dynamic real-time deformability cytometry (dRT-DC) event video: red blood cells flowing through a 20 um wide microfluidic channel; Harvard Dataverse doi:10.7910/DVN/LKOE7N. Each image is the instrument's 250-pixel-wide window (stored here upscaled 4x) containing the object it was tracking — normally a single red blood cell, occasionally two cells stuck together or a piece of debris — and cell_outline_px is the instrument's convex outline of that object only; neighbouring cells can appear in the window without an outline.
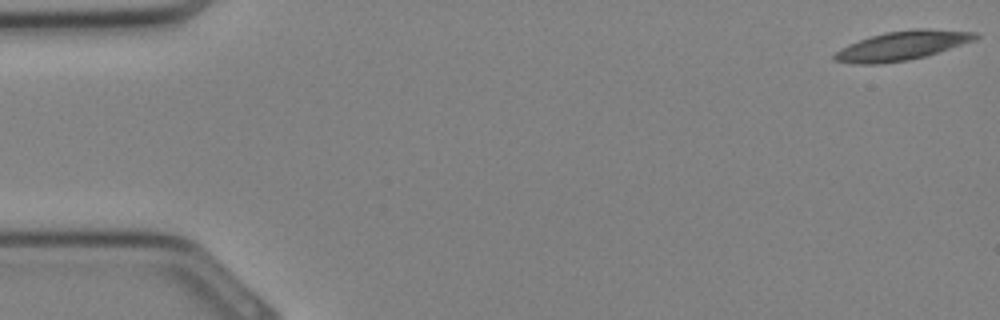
{"species": "Egyptian fruit bat (a non-hibernating species)", "species_latin": "Rousettus aegyptiacus", "temperature_condition": "cold", "stored_images_in_passage": 33, "camera_frame_rate_fps": 3000, "um_per_image_px": 0.085, "animal": {"sex": "female"}, "frame": {"image": 1, "passage_image": 1, "time_ms": 0.0, "image_size_px": [1000, 320], "cell_outline_px": [[980, 36], [976, 40], [924, 56], [908, 60], [880, 64], [856, 64], [832, 60], [832, 56], [840, 48], [848, 44], [884, 32], [916, 28], [928, 28], [980, 32]], "centroid_in_image_um": [76.7, 3.87], "position_along_channel_um": 8.3, "area_um2": 24.04}}
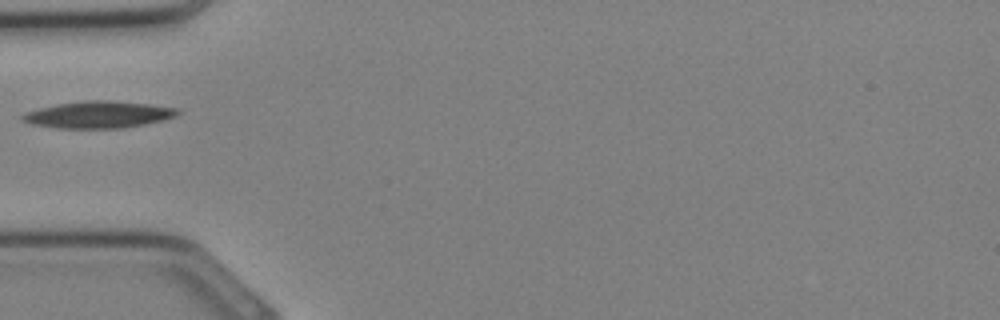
{"frame": {"image": 2, "passage_image": 11, "time_ms": 3.333, "image_size_px": [1000, 320], "cell_outline_px": [[180, 112], [176, 116], [164, 120], [124, 128], [56, 128], [28, 124], [20, 120], [20, 116], [24, 112], [56, 104], [84, 100], [108, 100], [148, 104], [180, 108]], "centroid_in_image_um": [8.33, 9.74], "position_along_channel_um": 76.7, "area_um2": 24.57}}
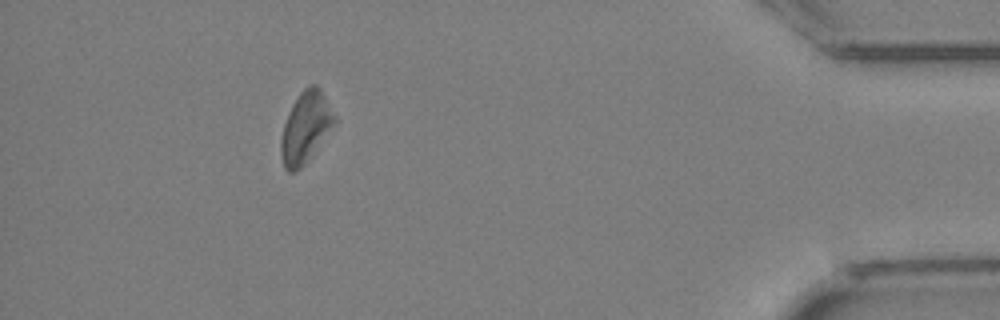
{"frame": {"image": 3, "passage_image": 30, "time_ms": 9.667, "image_size_px": [1000, 320], "cell_outline_px": [[336, 120], [312, 156], [296, 172], [288, 172], [284, 168], [280, 156], [280, 140], [284, 124], [292, 104], [300, 92], [308, 84], [316, 84], [320, 88], [336, 116]], "centroid_in_image_um": [25.95, 10.84], "position_along_channel_um": 409.3, "area_um2": 22.14}}